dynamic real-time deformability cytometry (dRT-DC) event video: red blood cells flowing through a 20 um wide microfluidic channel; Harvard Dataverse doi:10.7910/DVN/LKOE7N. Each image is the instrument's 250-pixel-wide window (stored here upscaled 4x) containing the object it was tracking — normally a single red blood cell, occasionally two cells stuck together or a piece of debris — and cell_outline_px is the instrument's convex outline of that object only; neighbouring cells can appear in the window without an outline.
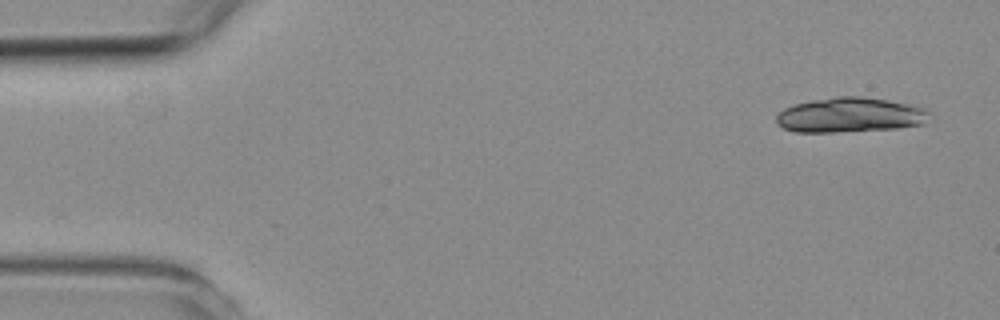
{"species": "common noctule bat (a hibernating species)", "species_latin": "Nyctalus noctula", "temperature_condition": "room temperature", "stored_images_in_passage": 6, "camera_frame_rate_fps": 3000, "um_per_image_px": 0.085, "animal": {"sex": "female", "body_mass_g": 19.3, "forearm_length_mm": 54.1}, "frame": {"image": 1, "passage_image": 1, "time_ms": 0.0, "image_size_px": [1000, 320], "cell_outline_px": [[932, 112], [924, 124], [896, 128], [832, 132], [796, 132], [784, 128], [776, 124], [776, 116], [784, 108], [796, 104], [812, 100], [836, 96], [860, 96], [888, 100], [924, 108]], "centroid_in_image_um": [72.25, 9.77], "position_along_channel_um": 12.8, "area_um2": 30.98}}